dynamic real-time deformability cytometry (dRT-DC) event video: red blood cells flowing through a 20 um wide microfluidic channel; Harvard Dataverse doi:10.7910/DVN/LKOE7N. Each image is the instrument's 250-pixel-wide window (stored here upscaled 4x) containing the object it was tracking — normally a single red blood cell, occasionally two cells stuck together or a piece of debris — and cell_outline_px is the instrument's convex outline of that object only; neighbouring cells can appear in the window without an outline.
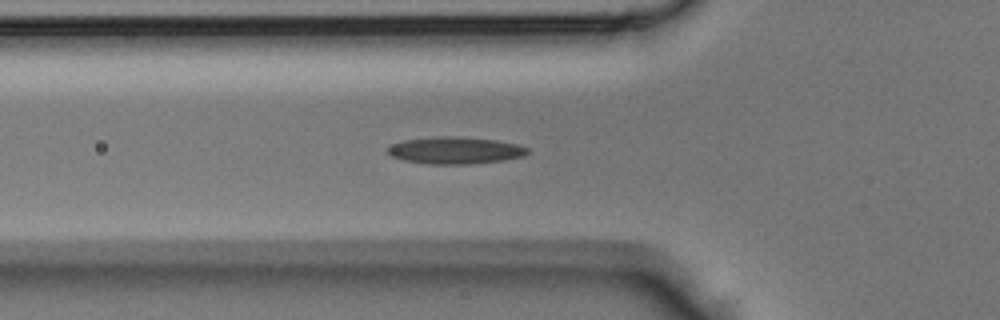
{"species": "Egyptian fruit bat (a non-hibernating species)", "species_latin": "Rousettus aegyptiacus", "temperature_condition": "room temperature", "stored_images_in_passage": 35, "camera_frame_rate_fps": 3000, "um_per_image_px": 0.085, "animal": {"sex": "male"}, "frame": {"image": 1, "passage_image": 6, "time_ms": 1.667, "image_size_px": [1000, 320], "cell_outline_px": [[528, 152], [524, 156], [504, 160], [468, 164], [428, 164], [400, 160], [392, 156], [388, 152], [388, 148], [392, 144], [404, 140], [440, 136], [456, 136], [496, 140], [516, 144], [528, 148]], "centroid_in_image_um": [38.68, 12.79], "position_along_channel_um": 87.1, "area_um2": 21.96}}
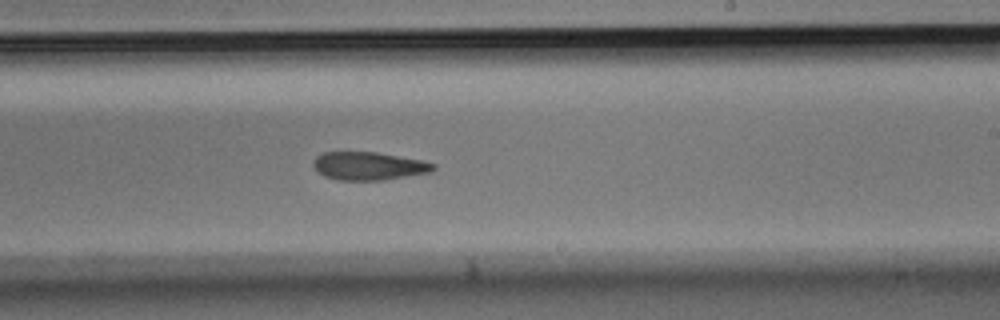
{"frame": {"image": 2, "passage_image": 17, "time_ms": 5.333, "image_size_px": [1000, 320], "cell_outline_px": [[436, 168], [428, 172], [384, 180], [336, 180], [324, 176], [312, 164], [312, 160], [316, 156], [324, 152], [376, 152], [424, 160], [436, 164]], "centroid_in_image_um": [31.33, 14.1], "position_along_channel_um": 257.7, "area_um2": 19.65}}
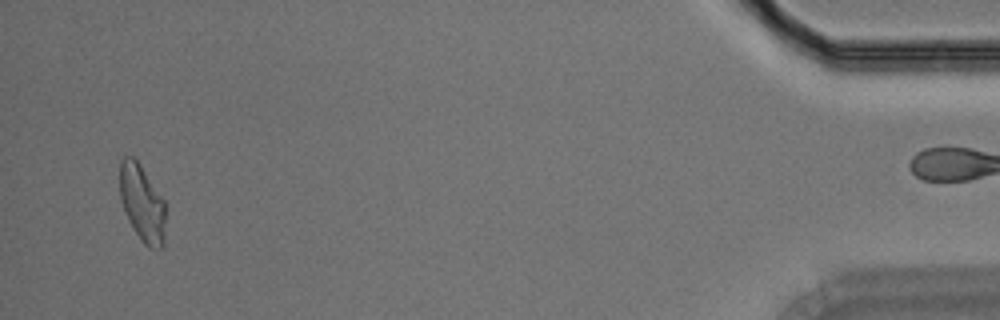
{"frame": {"image": 3, "passage_image": 33, "time_ms": 10.667, "image_size_px": [1000, 320], "cell_outline_px": [[164, 248], [148, 248], [140, 240], [128, 220], [120, 200], [120, 160], [124, 156], [132, 156], [140, 164], [164, 200]], "centroid_in_image_um": [12.07, 17.28], "position_along_channel_um": 423.1, "area_um2": 20.46}}